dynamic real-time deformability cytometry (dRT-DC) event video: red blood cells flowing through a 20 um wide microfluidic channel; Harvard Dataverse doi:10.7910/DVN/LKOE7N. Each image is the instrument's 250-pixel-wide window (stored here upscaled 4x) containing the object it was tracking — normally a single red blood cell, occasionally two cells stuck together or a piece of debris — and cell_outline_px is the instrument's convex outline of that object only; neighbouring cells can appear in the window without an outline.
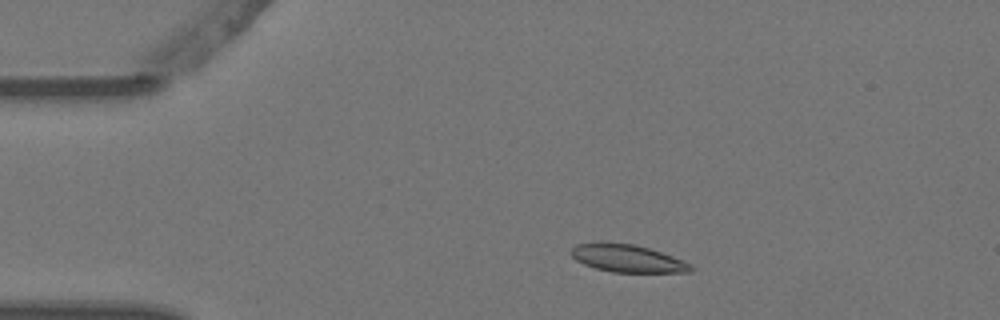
{"species": "Egyptian fruit bat (a non-hibernating species)", "species_latin": "Rousettus aegyptiacus", "temperature_condition": "warm", "stored_images_in_passage": 7, "camera_frame_rate_fps": 3000, "um_per_image_px": 0.085, "animal": {"sex": "female"}, "frame": {"image": 1, "passage_image": 2, "time_ms": 0.333, "image_size_px": [1000, 320], "cell_outline_px": [[696, 268], [692, 272], [612, 272], [596, 268], [584, 264], [576, 260], [568, 252], [576, 244], [600, 240], [636, 244], [684, 260], [692, 264]], "centroid_in_image_um": [53.31, 21.93], "position_along_channel_um": 31.7, "area_um2": 19.77}}
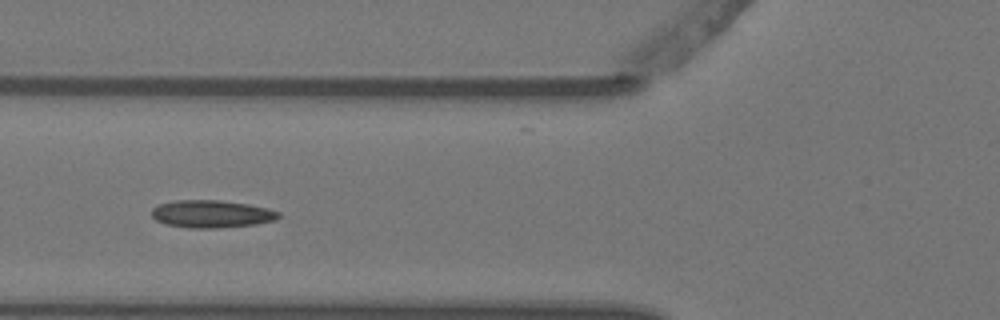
{"frame": {"image": 2, "passage_image": 5, "time_ms": 1.333, "image_size_px": [1000, 320], "cell_outline_px": [[280, 216], [276, 220], [256, 224], [216, 228], [188, 228], [168, 224], [156, 220], [152, 216], [152, 208], [160, 204], [176, 200], [220, 200], [248, 204], [280, 212]], "centroid_in_image_um": [17.98, 18.18], "position_along_channel_um": 107.8, "area_um2": 20.23}}
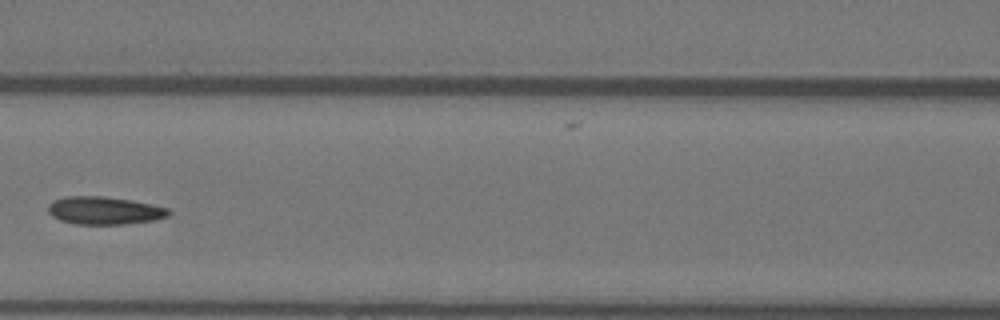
{"frame": {"image": 3, "passage_image": 6, "time_ms": 1.667, "image_size_px": [1000, 320], "cell_outline_px": [[172, 212], [168, 216], [156, 220], [124, 224], [76, 224], [60, 220], [52, 216], [48, 212], [48, 204], [52, 200], [64, 196], [104, 196], [132, 200], [168, 208]], "centroid_in_image_um": [8.86, 17.89], "position_along_channel_um": 157.7, "area_um2": 19.71}}